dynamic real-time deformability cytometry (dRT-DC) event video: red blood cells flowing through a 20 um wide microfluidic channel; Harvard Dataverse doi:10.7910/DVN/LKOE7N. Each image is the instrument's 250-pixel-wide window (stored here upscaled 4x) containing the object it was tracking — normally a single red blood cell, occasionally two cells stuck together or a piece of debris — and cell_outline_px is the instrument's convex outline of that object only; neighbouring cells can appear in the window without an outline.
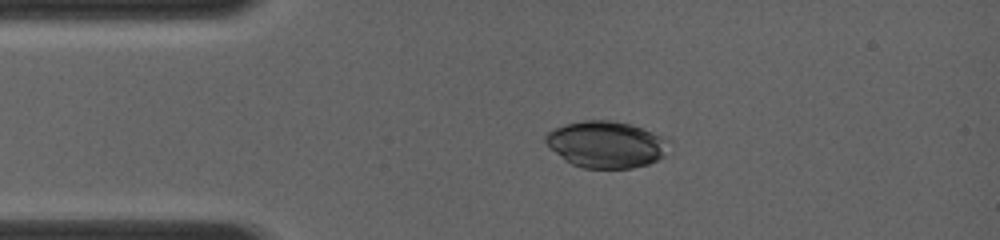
{"species": "common noctule bat (a hibernating species)", "species_latin": "Nyctalus noctula", "temperature_condition": "room temperature", "stored_images_in_passage": 14, "camera_frame_rate_fps": 4000, "um_per_image_px": 0.085, "animal": {"sex": "female", "body_mass_g": 19.0, "forearm_length_mm": 56.7}, "frame": {"image": 1, "passage_image": 7, "time_ms": 2.5, "image_size_px": [1000, 240], "cell_outline_px": [[672, 140], [664, 156], [648, 164], [632, 168], [580, 168], [564, 160], [544, 140], [544, 136], [548, 132], [556, 128], [568, 124], [584, 120], [608, 120], [632, 124]], "centroid_in_image_um": [51.57, 12.28], "position_along_channel_um": 33.4, "area_um2": 33.47}}